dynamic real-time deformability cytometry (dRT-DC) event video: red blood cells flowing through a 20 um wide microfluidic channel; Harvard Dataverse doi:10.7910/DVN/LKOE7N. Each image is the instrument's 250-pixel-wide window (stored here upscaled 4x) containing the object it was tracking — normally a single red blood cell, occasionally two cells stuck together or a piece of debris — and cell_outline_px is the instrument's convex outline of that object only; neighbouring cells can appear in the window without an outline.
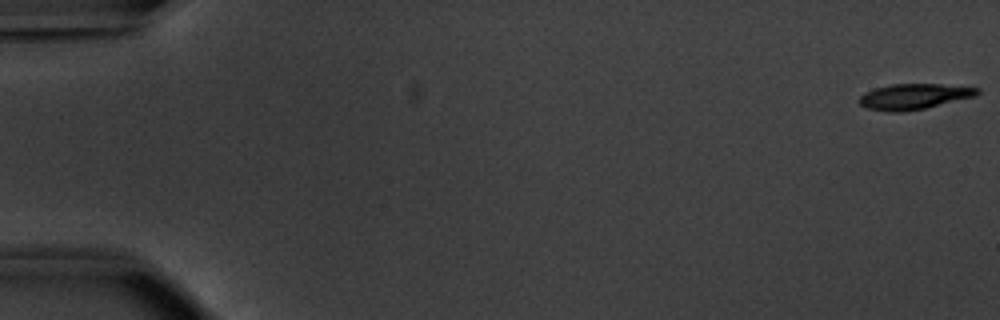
{"species": "common noctule bat (a hibernating species)", "species_latin": "Nyctalus noctula", "temperature_condition": "warm", "stored_images_in_passage": 53, "camera_frame_rate_fps": 3000, "um_per_image_px": 0.085, "animal": {"sex": "male", "body_mass_g": 20.1, "forearm_length_mm": 53.5}, "frame": {"image": 1, "passage_image": 1, "time_ms": 0.0, "image_size_px": [1000, 320], "cell_outline_px": [[980, 92], [976, 96], [924, 108], [904, 112], [888, 112], [868, 108], [860, 104], [860, 96], [864, 92], [876, 88], [892, 84], [940, 84], [980, 88]], "centroid_in_image_um": [77.69, 8.2], "position_along_channel_um": 7.3, "area_um2": 17.46}}
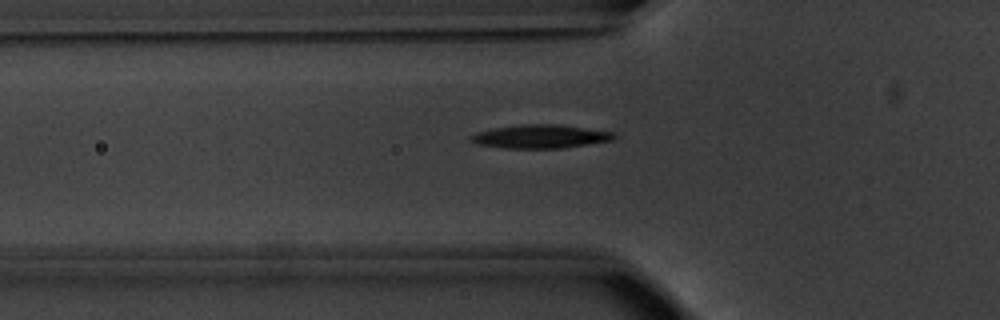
{"frame": {"image": 2, "passage_image": 19, "time_ms": 6.0, "image_size_px": [1000, 320], "cell_outline_px": [[616, 136], [612, 140], [560, 148], [504, 148], [480, 144], [472, 140], [468, 136], [480, 132], [496, 128], [520, 124], [560, 124], [616, 132]], "centroid_in_image_um": [46.0, 11.59], "position_along_channel_um": 79.8, "area_um2": 19.36}}
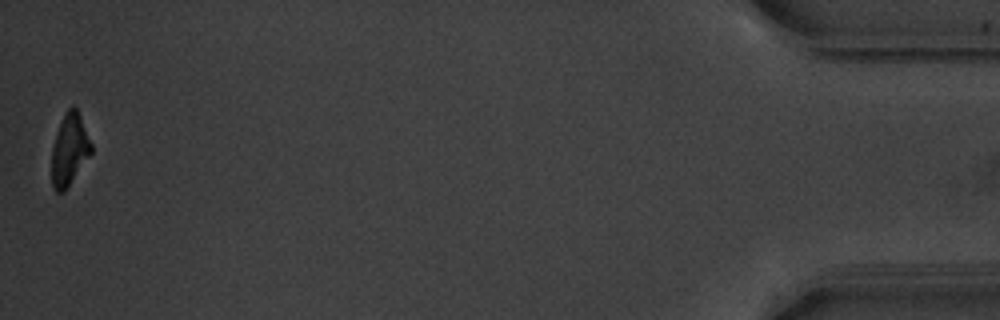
{"frame": {"image": 3, "passage_image": 53, "time_ms": 17.333, "image_size_px": [1000, 320], "cell_outline_px": [[92, 152], [64, 192], [56, 192], [52, 188], [52, 148], [60, 124], [68, 108], [72, 104], [76, 108], [80, 116], [92, 144]], "centroid_in_image_um": [5.91, 12.74], "position_along_channel_um": 429.3, "area_um2": 16.18}, "authors_computed_cell_mechanics": {"area_um2": 18.6116, "velocity_mm_per_s": 3.8531, "shape_relaxation_time_tau1_ms": 2.3337, "shape_relaxation_time_tau2_ms": null, "deformation_change_tau1": 0.1578, "deformation_change_tau2": null}}